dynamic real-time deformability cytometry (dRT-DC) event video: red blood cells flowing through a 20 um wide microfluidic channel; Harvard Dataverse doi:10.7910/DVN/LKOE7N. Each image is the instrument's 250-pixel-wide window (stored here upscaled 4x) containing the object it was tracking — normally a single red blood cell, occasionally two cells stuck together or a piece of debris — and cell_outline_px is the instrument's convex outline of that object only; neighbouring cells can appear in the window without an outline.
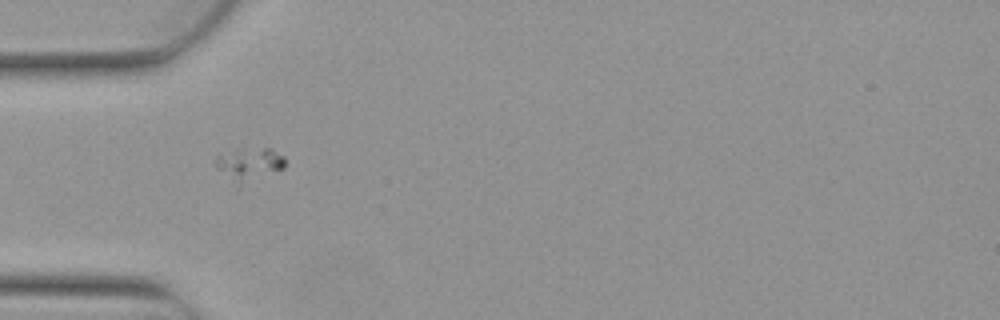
{"species": "Egyptian fruit bat (a non-hibernating species)", "species_latin": "Rousettus aegyptiacus", "temperature_condition": "warm", "stored_images_in_passage": 3, "camera_frame_rate_fps": 3000, "um_per_image_px": 0.085, "animal": {"sex": "female"}, "frame": {"image": 1, "passage_image": 1, "time_ms": 0.0, "image_size_px": [1000, 320], "cell_outline_px": [[284, 168], [240, 180], [216, 168], [212, 164], [216, 156], [244, 148], [272, 148], [284, 156]], "centroid_in_image_um": [21.2, 13.79], "position_along_channel_um": 63.8, "area_um2": 11.79}}
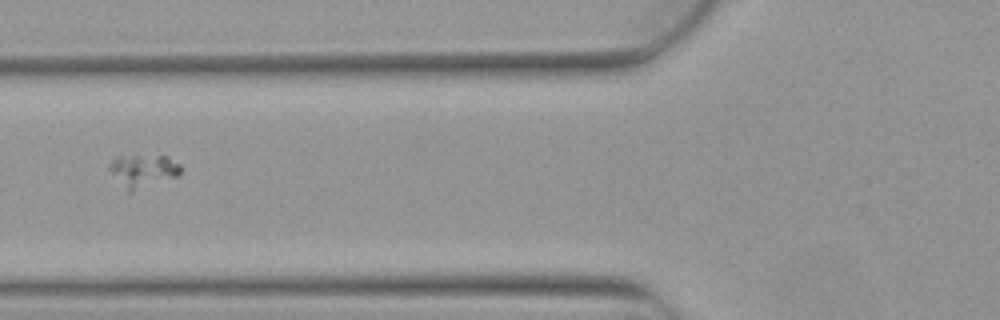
{"frame": {"image": 2, "passage_image": 2, "time_ms": 0.333, "image_size_px": [1000, 320], "cell_outline_px": [[184, 168], [180, 176], [132, 192], [128, 192], [108, 168], [108, 164], [116, 156], [168, 156], [180, 164]], "centroid_in_image_um": [12.23, 14.52], "position_along_channel_um": 113.6, "area_um2": 13.81}}
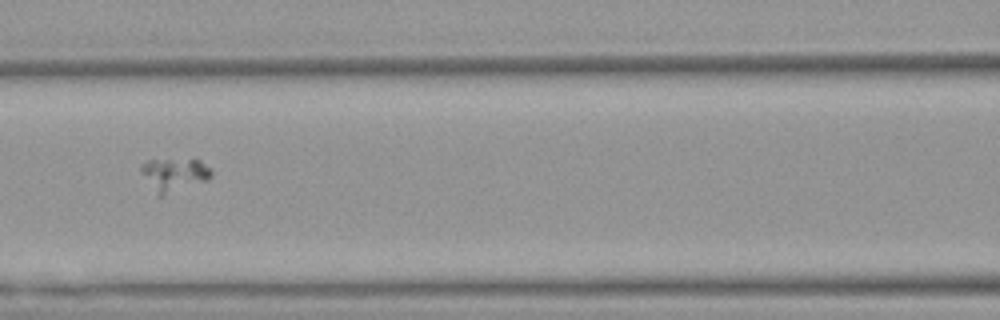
{"frame": {"image": 3, "passage_image": 3, "time_ms": 0.667, "image_size_px": [1000, 320], "cell_outline_px": [[212, 176], [208, 180], [160, 196], [140, 172], [140, 164], [148, 160], [200, 160], [212, 168]], "centroid_in_image_um": [14.84, 14.81], "position_along_channel_um": 151.8, "area_um2": 13.24}}